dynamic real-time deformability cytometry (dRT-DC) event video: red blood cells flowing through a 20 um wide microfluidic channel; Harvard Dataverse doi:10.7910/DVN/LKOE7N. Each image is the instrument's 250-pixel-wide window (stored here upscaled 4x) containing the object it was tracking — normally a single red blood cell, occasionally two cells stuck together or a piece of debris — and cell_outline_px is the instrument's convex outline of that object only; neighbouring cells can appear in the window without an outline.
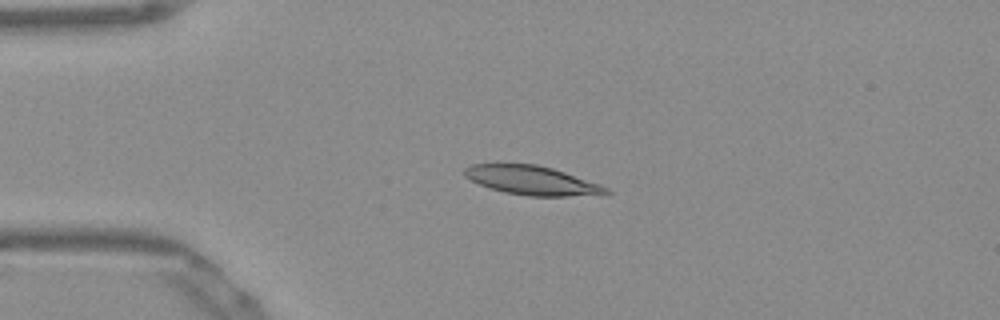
{"species": "Egyptian fruit bat (a non-hibernating species)", "species_latin": "Rousettus aegyptiacus", "temperature_condition": "warm", "stored_images_in_passage": 41, "camera_frame_rate_fps": 3000, "um_per_image_px": 0.085, "frame": {"image": 1, "passage_image": 1, "time_ms": 0.0, "image_size_px": [1000, 320], "cell_outline_px": [[612, 192], [564, 196], [528, 196], [504, 192], [480, 184], [464, 176], [464, 168], [472, 164], [536, 164], [552, 168], [600, 184], [608, 188]], "centroid_in_image_um": [45.17, 15.32], "position_along_channel_um": 39.8, "area_um2": 23.41}}
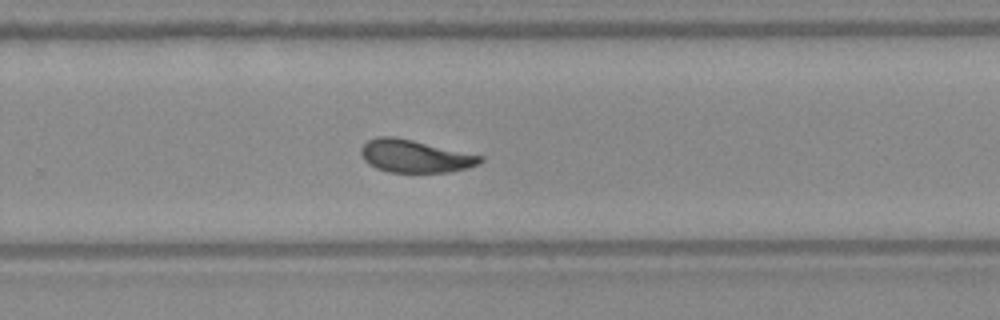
{"frame": {"image": 2, "passage_image": 23, "time_ms": 7.333, "image_size_px": [1000, 320], "cell_outline_px": [[484, 160], [480, 164], [468, 168], [448, 172], [388, 172], [376, 168], [368, 164], [364, 160], [360, 152], [360, 148], [368, 140], [376, 136], [392, 136], [412, 140], [484, 156]], "centroid_in_image_um": [35.27, 13.28], "position_along_channel_um": 294.5, "area_um2": 22.77}}
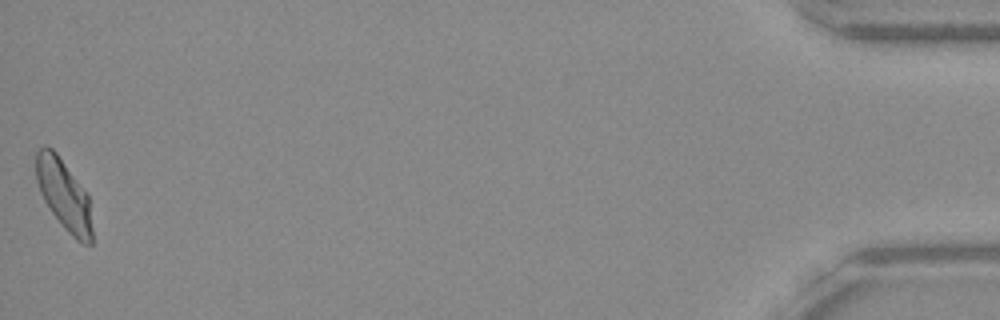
{"frame": {"image": 3, "passage_image": 41, "time_ms": 13.333, "image_size_px": [1000, 320], "cell_outline_px": [[92, 244], [84, 244], [76, 240], [64, 228], [52, 212], [44, 200], [40, 192], [36, 180], [36, 152], [44, 144], [52, 148], [56, 152], [88, 196], [92, 228]], "centroid_in_image_um": [5.41, 16.56], "position_along_channel_um": 429.8, "area_um2": 22.72}, "authors_computed_cell_mechanics": {"area_um2": 23.0622, "velocity_mm_per_s": 3.854, "shape_relaxation_time_tau1_ms": 5.1671, "shape_relaxation_time_tau2_ms": 2.6799, "deformation_change_tau1": 0.1673, "deformation_change_tau2": 0.0759}}